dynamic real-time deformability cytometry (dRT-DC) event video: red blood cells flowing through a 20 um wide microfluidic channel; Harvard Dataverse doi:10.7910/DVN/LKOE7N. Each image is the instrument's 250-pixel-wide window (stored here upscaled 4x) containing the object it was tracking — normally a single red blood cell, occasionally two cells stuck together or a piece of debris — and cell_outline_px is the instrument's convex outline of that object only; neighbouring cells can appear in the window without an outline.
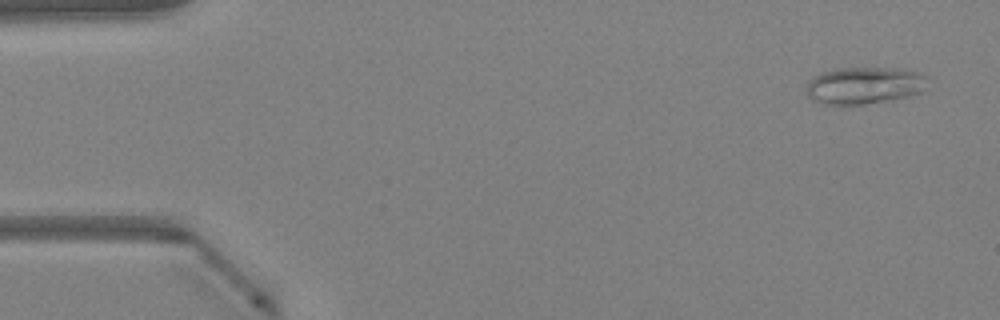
{"species": "Egyptian fruit bat (a non-hibernating species)", "species_latin": "Rousettus aegyptiacus", "temperature_condition": "warm", "stored_images_in_passage": 12, "camera_frame_rate_fps": 3000, "um_per_image_px": 0.085, "animal": {"sex": "female"}, "frame": {"image": 1, "passage_image": 3, "time_ms": 0.667, "image_size_px": [1000, 320], "cell_outline_px": [[928, 76], [924, 92], [892, 100], [860, 104], [820, 104], [812, 100], [808, 96], [808, 80], [812, 76], [820, 72], [836, 68], [904, 68]], "centroid_in_image_um": [73.48, 7.25], "position_along_channel_um": 11.5, "area_um2": 26.47}}